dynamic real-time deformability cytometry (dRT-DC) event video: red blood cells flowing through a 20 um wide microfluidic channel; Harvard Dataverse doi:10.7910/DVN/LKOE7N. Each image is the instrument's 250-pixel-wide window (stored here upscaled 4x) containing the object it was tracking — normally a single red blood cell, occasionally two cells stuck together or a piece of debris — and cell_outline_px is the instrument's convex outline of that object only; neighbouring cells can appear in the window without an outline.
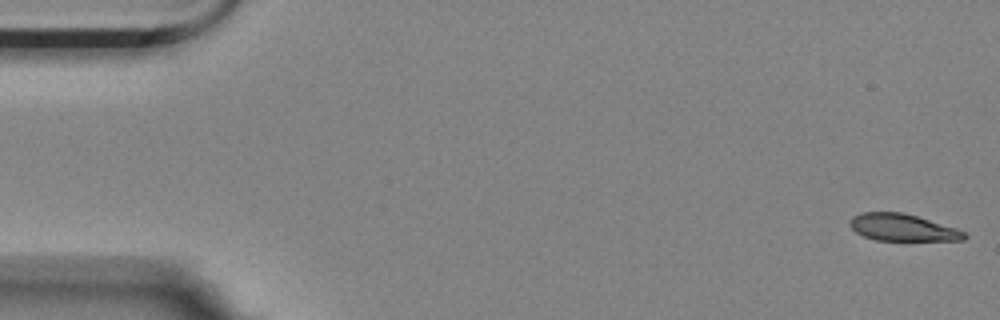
{"species": "Egyptian fruit bat (a non-hibernating species)", "species_latin": "Rousettus aegyptiacus", "temperature_condition": "room temperature", "stored_images_in_passage": 7, "camera_frame_rate_fps": 3000, "um_per_image_px": 0.085, "animal": {"sex": "female"}, "frame": {"image": 1, "passage_image": 1, "time_ms": 0.0, "image_size_px": [1000, 320], "cell_outline_px": [[968, 236], [964, 240], [876, 240], [864, 236], [856, 232], [848, 224], [852, 216], [860, 212], [900, 212], [916, 216], [956, 228], [964, 232]], "centroid_in_image_um": [76.68, 19.33], "position_along_channel_um": 8.3, "area_um2": 17.86}}